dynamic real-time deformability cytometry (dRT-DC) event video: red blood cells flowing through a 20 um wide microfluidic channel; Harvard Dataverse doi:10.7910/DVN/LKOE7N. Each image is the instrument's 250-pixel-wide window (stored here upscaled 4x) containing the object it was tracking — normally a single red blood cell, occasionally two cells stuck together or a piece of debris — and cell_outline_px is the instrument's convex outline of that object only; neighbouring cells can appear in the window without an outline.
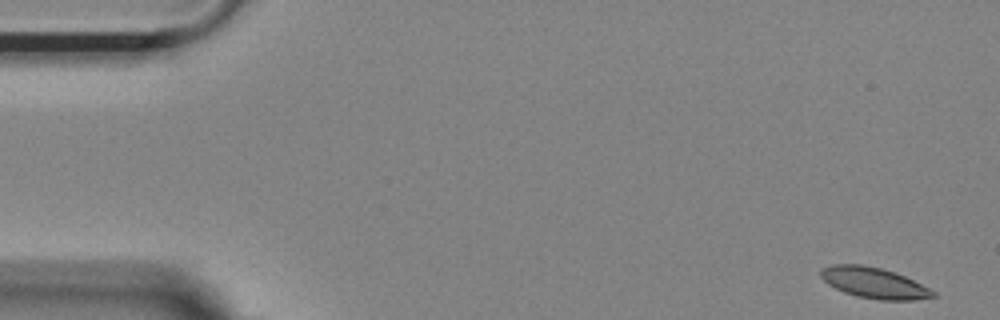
{"species": "Egyptian fruit bat (a non-hibernating species)", "species_latin": "Rousettus aegyptiacus", "temperature_condition": "room temperature", "stored_images_in_passage": 53, "camera_frame_rate_fps": 3000, "um_per_image_px": 0.085, "animal": {"sex": "female"}, "frame": {"image": 1, "passage_image": 1, "time_ms": 0.0, "image_size_px": [1000, 320], "cell_outline_px": [[936, 296], [916, 300], [880, 300], [856, 296], [844, 292], [828, 284], [820, 276], [820, 268], [832, 264], [860, 264], [880, 268], [896, 272], [936, 292]], "centroid_in_image_um": [74.26, 24.04], "position_along_channel_um": 10.7, "area_um2": 20.11}}
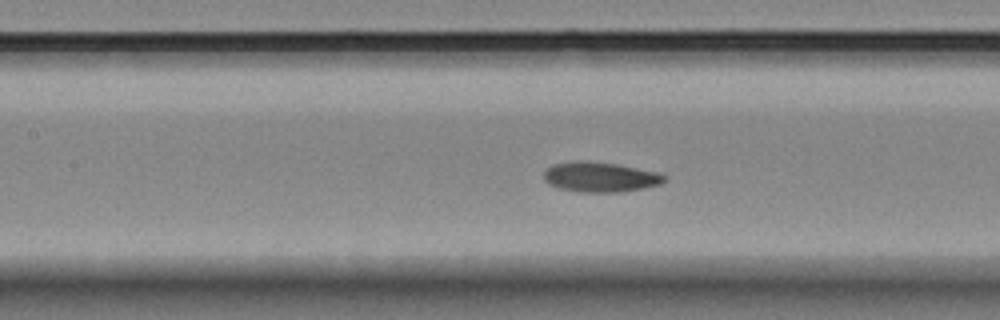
{"frame": {"image": 2, "passage_image": 23, "time_ms": 7.333, "image_size_px": [1000, 320], "cell_outline_px": [[668, 180], [660, 184], [644, 188], [620, 192], [580, 192], [560, 188], [548, 184], [544, 180], [544, 172], [548, 168], [556, 164], [576, 160], [584, 160], [616, 164], [660, 172], [668, 176]], "centroid_in_image_um": [51.07, 15.04], "position_along_channel_um": 156.3, "area_um2": 21.21}}
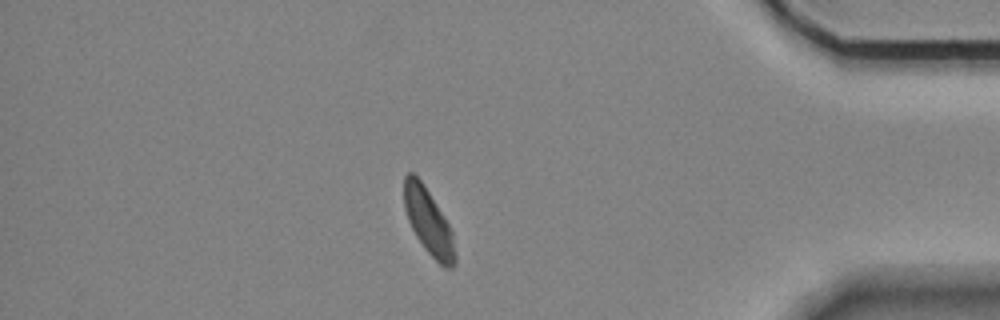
{"frame": {"image": 3, "passage_image": 46, "time_ms": 15.0, "image_size_px": [1000, 320], "cell_outline_px": [[456, 264], [452, 268], [444, 268], [424, 248], [416, 236], [408, 220], [404, 208], [404, 176], [408, 172], [412, 172], [424, 184], [444, 216], [452, 232], [456, 256]], "centroid_in_image_um": [36.42, 18.85], "position_along_channel_um": 398.8, "area_um2": 19.48}}